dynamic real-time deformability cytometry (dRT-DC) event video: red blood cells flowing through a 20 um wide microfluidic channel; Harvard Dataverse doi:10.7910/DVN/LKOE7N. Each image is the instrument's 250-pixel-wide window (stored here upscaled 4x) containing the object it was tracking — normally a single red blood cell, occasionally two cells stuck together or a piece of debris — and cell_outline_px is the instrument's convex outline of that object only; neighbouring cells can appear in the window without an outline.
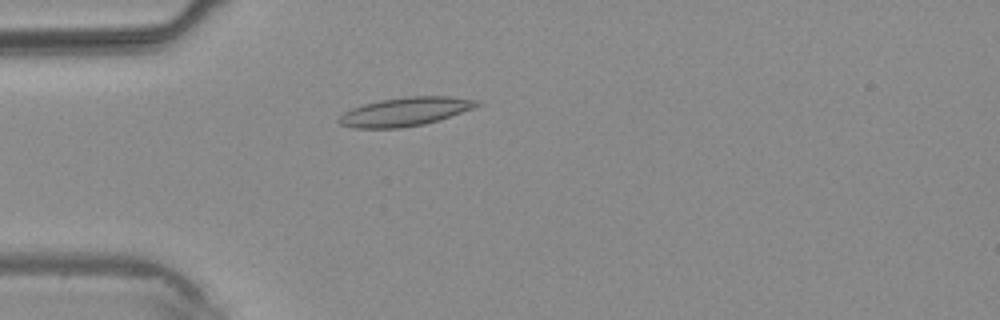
{"species": "common noctule bat (a hibernating species)", "species_latin": "Nyctalus noctula", "temperature_condition": "warm", "stored_images_in_passage": 3, "camera_frame_rate_fps": 3000, "um_per_image_px": 0.085, "animal": {"sex": "male", "body_mass_g": 20.4}, "frame": {"image": 1, "passage_image": 3, "time_ms": 3.333, "image_size_px": [1000, 320], "cell_outline_px": [[480, 104], [472, 108], [424, 124], [400, 128], [352, 128], [340, 124], [336, 120], [344, 112], [352, 108], [364, 104], [380, 100], [408, 96], [448, 96], [480, 100]], "centroid_in_image_um": [34.39, 9.49], "position_along_channel_um": 50.6, "area_um2": 22.77}}